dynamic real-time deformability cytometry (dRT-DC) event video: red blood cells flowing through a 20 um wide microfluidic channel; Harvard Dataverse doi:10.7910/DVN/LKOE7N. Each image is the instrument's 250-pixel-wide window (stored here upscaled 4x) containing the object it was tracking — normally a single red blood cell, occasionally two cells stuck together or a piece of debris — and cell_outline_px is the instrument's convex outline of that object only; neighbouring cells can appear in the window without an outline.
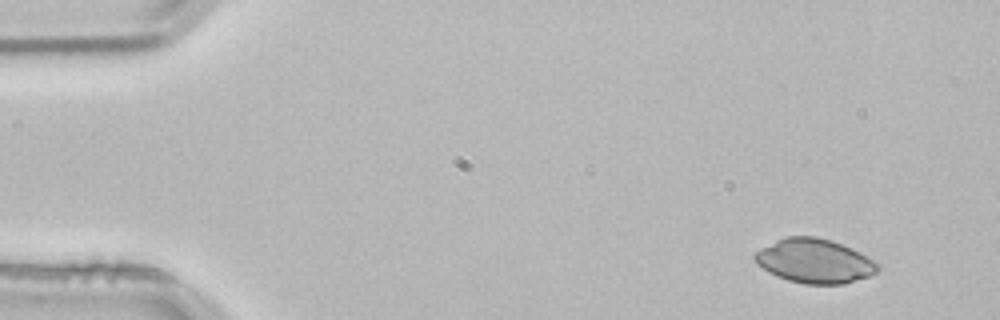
{"species": "common noctule bat (a hibernating species)", "species_latin": "Nyctalus noctula", "temperature_condition": "room temperature", "stored_images_in_passage": 3, "camera_frame_rate_fps": 3000, "um_per_image_px": 0.085, "animal": {"sex": "male", "body_mass_g": 21.5, "forearm_length_mm": 52.0}, "frame": {"image": 1, "passage_image": 1, "time_ms": 0.0, "image_size_px": [1000, 320], "cell_outline_px": [[880, 268], [872, 276], [844, 284], [804, 284], [788, 280], [776, 276], [768, 272], [756, 264], [752, 260], [752, 256], [756, 252], [788, 236], [816, 236], [832, 240], [852, 248], [860, 252], [880, 264]], "centroid_in_image_um": [69.27, 22.2], "position_along_channel_um": 15.7, "area_um2": 31.79}}